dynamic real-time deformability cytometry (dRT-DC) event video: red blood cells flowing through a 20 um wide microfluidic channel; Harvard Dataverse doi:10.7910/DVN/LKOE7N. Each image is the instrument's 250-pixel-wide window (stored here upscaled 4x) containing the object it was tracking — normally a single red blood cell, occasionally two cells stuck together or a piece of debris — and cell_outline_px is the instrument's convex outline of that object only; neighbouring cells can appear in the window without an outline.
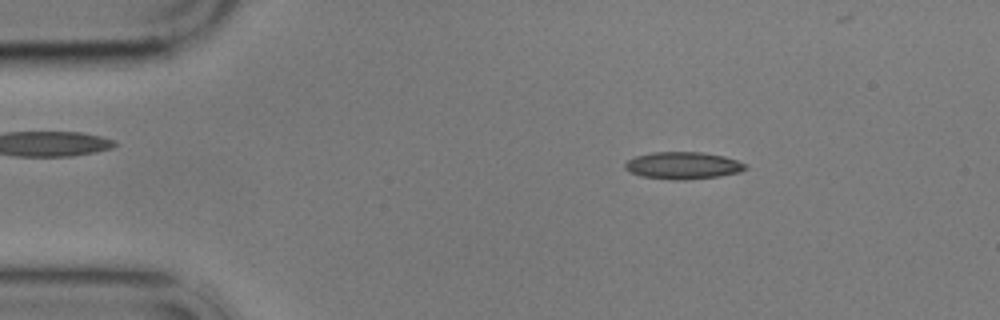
{"species": "common noctule bat (a hibernating species)", "species_latin": "Nyctalus noctula", "temperature_condition": "cold", "stored_images_in_passage": 5, "camera_frame_rate_fps": 3000, "um_per_image_px": 0.085, "animal": {"sex": "male", "body_mass_g": 17.9}, "frame": {"image": 1, "passage_image": 2, "time_ms": 1.333, "image_size_px": [1000, 320], "cell_outline_px": [[748, 168], [740, 172], [716, 176], [684, 180], [676, 180], [640, 176], [628, 172], [624, 168], [624, 164], [628, 160], [636, 156], [652, 152], [700, 152], [724, 156], [748, 164]], "centroid_in_image_um": [58.04, 14.07], "position_along_channel_um": 27.0, "area_um2": 19.07}}